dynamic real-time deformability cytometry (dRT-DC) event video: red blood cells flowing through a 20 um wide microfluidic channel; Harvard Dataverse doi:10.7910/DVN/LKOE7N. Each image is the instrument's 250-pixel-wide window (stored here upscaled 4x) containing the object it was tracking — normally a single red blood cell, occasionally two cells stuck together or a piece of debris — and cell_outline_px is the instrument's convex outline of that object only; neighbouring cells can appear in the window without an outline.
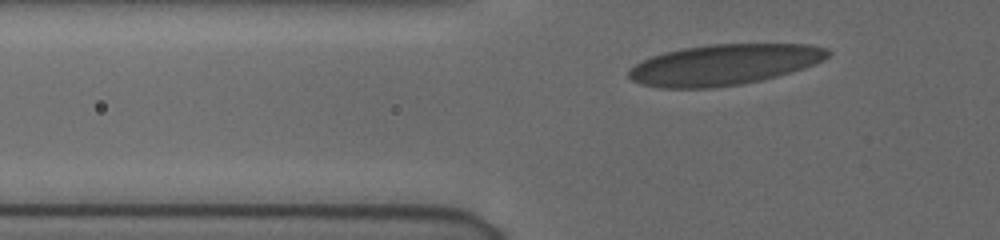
{"species": "human", "species_latin": "Homo sapiens", "temperature_condition": "cold", "stored_images_in_passage": 34, "camera_frame_rate_fps": 3000, "um_per_image_px": 0.085, "donor": {"sex": "female"}, "frame": {"image": 1, "passage_image": 6, "time_ms": 1.667, "image_size_px": [1000, 240], "cell_outline_px": [[832, 52], [824, 60], [804, 68], [792, 72], [764, 80], [740, 84], [712, 88], [660, 88], [640, 84], [632, 80], [628, 76], [628, 72], [636, 64], [652, 56], [664, 52], [680, 48], [708, 44], [808, 44], [828, 48]], "centroid_in_image_um": [61.57, 5.49], "position_along_channel_um": 64.2, "area_um2": 47.51}}
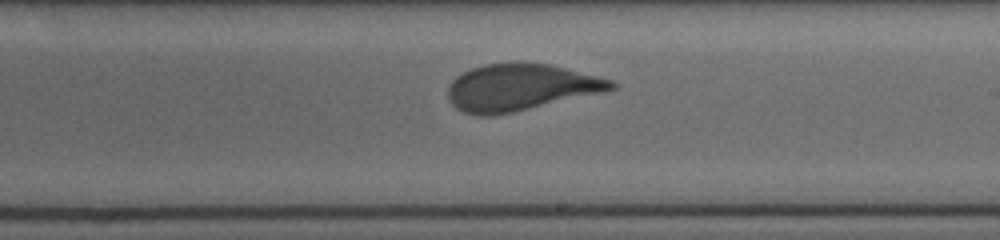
{"frame": {"image": 2, "passage_image": 21, "time_ms": 6.667, "image_size_px": [1000, 240], "cell_outline_px": [[620, 84], [616, 88], [604, 92], [512, 112], [492, 116], [476, 116], [464, 112], [456, 108], [448, 100], [448, 88], [452, 80], [456, 76], [472, 68], [484, 64], [520, 60], [548, 64], [612, 80]], "centroid_in_image_um": [44.21, 7.41], "position_along_channel_um": 244.8, "area_um2": 44.8}}
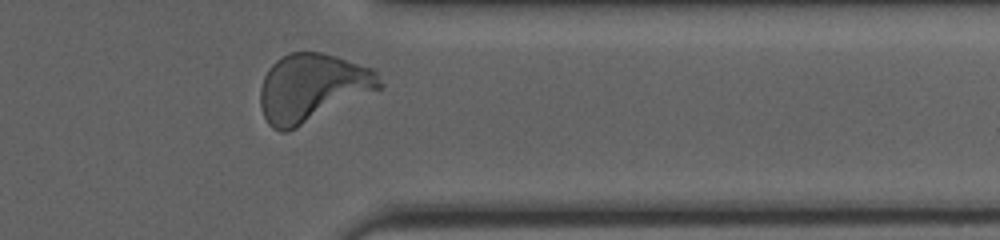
{"frame": {"image": 3, "passage_image": 32, "time_ms": 10.333, "image_size_px": [1000, 240], "cell_outline_px": [[384, 84], [380, 88], [288, 132], [280, 132], [272, 128], [268, 124], [264, 116], [260, 104], [260, 88], [264, 76], [268, 68], [276, 60], [288, 52], [320, 52], [336, 56], [376, 68]], "centroid_in_image_um": [26.54, 7.44], "position_along_channel_um": 384.9, "area_um2": 47.45}, "authors_computed_cell_mechanics": {"area_um2": 44.7372, "velocity_mm_per_s": 3.8713, "shape_relaxation_time_tau1_ms": 5.9954, "shape_relaxation_time_tau2_ms": null, "deformation_change_tau1": 0.194, "deformation_change_tau2": null}}